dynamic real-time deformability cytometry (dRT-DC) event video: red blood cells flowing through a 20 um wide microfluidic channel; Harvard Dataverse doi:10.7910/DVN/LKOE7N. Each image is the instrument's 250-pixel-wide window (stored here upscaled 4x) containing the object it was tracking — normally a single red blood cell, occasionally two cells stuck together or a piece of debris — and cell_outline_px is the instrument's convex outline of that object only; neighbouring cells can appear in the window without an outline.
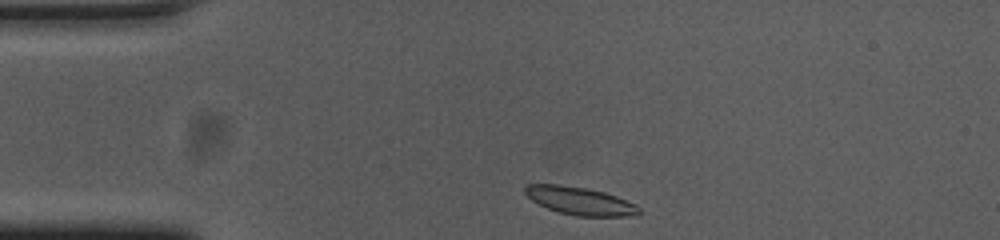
{"species": "common noctule bat (a hibernating species)", "species_latin": "Nyctalus noctula", "temperature_condition": "cold", "stored_images_in_passage": 35, "camera_frame_rate_fps": 3000, "um_per_image_px": 0.085, "animal": {"sex": "female", "body_mass_g": 23.0, "forearm_length_mm": 53.4}, "frame": {"image": 1, "passage_image": 1, "time_ms": 0.0, "image_size_px": [1000, 240], "cell_outline_px": [[640, 216], [576, 216], [560, 212], [548, 208], [532, 200], [524, 192], [524, 188], [528, 184], [556, 184], [588, 188], [604, 192], [616, 196], [636, 204], [640, 208]], "centroid_in_image_um": [49.34, 17.08], "position_along_channel_um": 35.7, "area_um2": 18.5}}
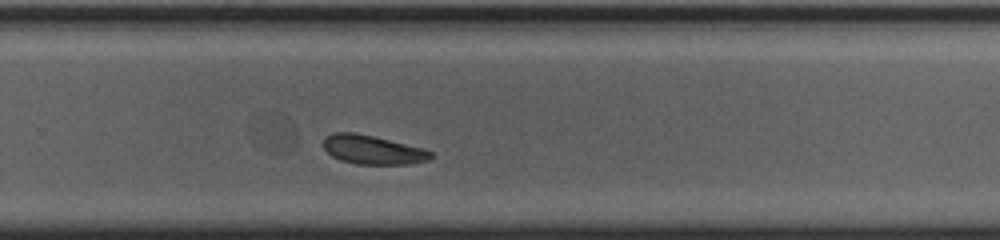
{"frame": {"image": 2, "passage_image": 26, "time_ms": 8.333, "image_size_px": [1000, 240], "cell_outline_px": [[432, 156], [428, 160], [412, 164], [356, 164], [340, 160], [332, 156], [324, 148], [324, 136], [332, 132], [352, 132], [372, 136], [424, 148], [432, 152]], "centroid_in_image_um": [31.66, 12.73], "position_along_channel_um": 298.1, "area_um2": 18.09}}
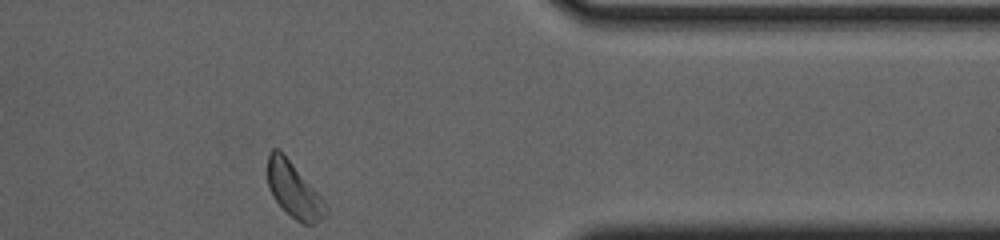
{"frame": {"image": 3, "passage_image": 35, "time_ms": 11.333, "image_size_px": [1000, 240], "cell_outline_px": [[328, 212], [320, 220], [312, 224], [300, 224], [276, 200], [268, 184], [268, 152], [272, 148], [280, 148], [284, 152], [324, 200], [328, 208]], "centroid_in_image_um": [24.99, 16.1], "position_along_channel_um": 386.4, "area_um2": 18.61}}